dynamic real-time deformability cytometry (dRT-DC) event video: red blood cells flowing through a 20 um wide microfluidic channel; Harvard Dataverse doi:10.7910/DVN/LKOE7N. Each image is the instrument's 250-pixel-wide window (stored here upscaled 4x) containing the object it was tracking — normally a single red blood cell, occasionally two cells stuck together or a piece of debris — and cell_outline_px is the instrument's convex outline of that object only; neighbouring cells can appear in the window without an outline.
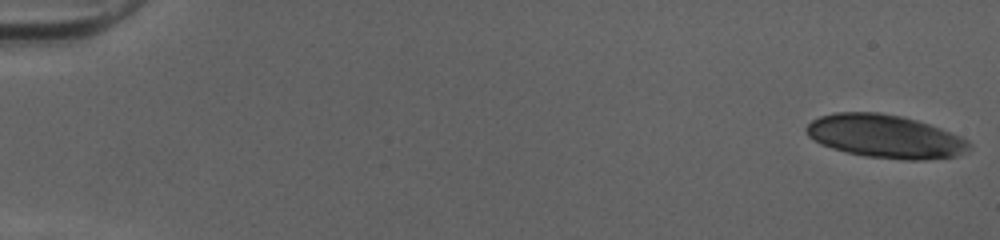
{"species": "human", "species_latin": "Homo sapiens", "temperature_condition": "cold", "stored_images_in_passage": 55, "camera_frame_rate_fps": 3000, "um_per_image_px": 0.085, "donor": {"sex": "female"}, "frame": {"image": 1, "passage_image": 1, "time_ms": 0.0, "image_size_px": [1000, 240], "cell_outline_px": [[972, 148], [968, 152], [956, 156], [924, 160], [904, 160], [864, 156], [832, 148], [820, 144], [808, 136], [804, 128], [812, 120], [820, 116], [836, 112], [880, 112], [900, 116], [916, 120], [940, 128], [960, 136], [968, 140], [972, 144]], "centroid_in_image_um": [75.26, 11.6], "position_along_channel_um": 9.7, "area_um2": 41.21}}
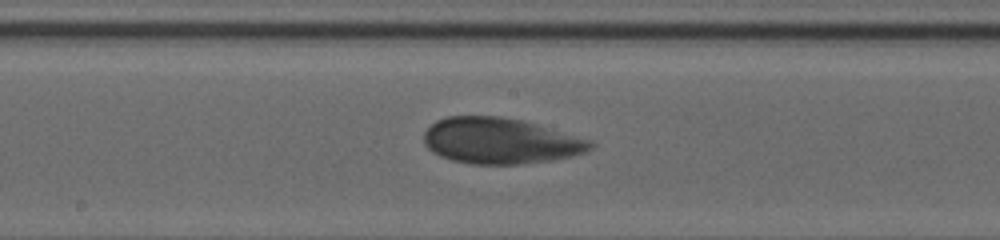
{"frame": {"image": 2, "passage_image": 32, "time_ms": 10.333, "image_size_px": [1000, 240], "cell_outline_px": [[596, 144], [588, 152], [572, 156], [552, 160], [520, 164], [472, 164], [452, 160], [440, 156], [432, 152], [424, 144], [424, 132], [436, 120], [448, 116], [500, 116], [524, 120], [592, 140]], "centroid_in_image_um": [42.56, 11.97], "position_along_channel_um": 205.6, "area_um2": 44.91}}
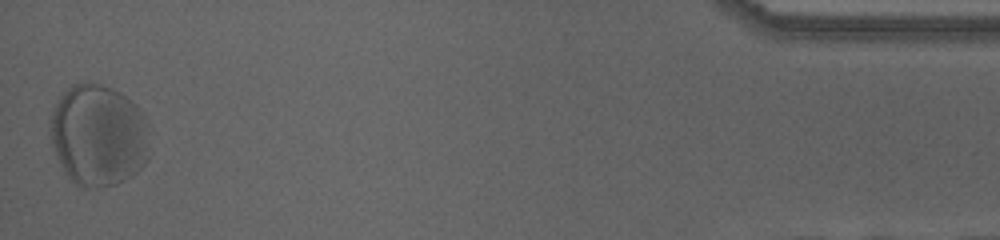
{"frame": {"image": 3, "passage_image": 55, "time_ms": 18.0, "image_size_px": [1000, 240], "cell_outline_px": [[148, 160], [132, 176], [116, 184], [96, 188], [80, 188], [68, 176], [60, 164], [56, 156], [52, 144], [48, 124], [52, 112], [60, 96], [72, 84], [84, 80], [88, 80], [112, 88], [120, 92], [136, 104], [140, 108], [148, 124]], "centroid_in_image_um": [8.35, 11.48], "position_along_channel_um": 426.8, "area_um2": 59.77}, "authors_computed_cell_mechanics": {"area_um2": 43.4656, "velocity_mm_per_s": 3.8809, "shape_relaxation_time_tau1_ms": 3.2942, "shape_relaxation_time_tau2_ms": 0.9264, "deformation_change_tau1": 0.1362, "deformation_change_tau2": 0.0538}}